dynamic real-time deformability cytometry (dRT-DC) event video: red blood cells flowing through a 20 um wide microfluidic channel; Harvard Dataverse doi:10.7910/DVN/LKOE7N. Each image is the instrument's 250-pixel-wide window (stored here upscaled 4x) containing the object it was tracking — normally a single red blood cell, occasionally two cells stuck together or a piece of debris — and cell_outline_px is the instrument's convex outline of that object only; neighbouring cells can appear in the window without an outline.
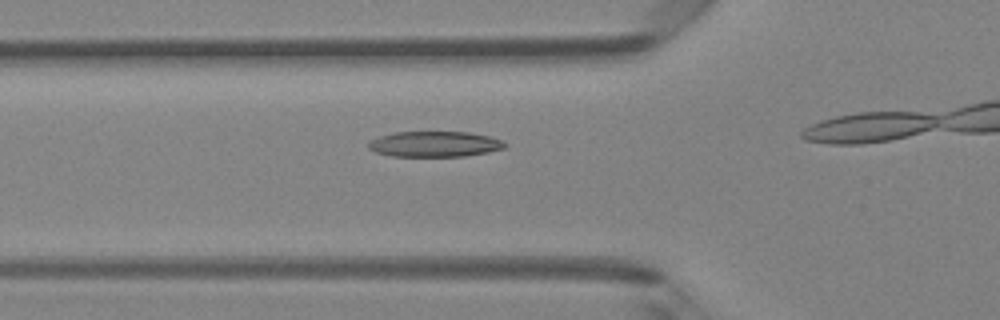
{"species": "Egyptian fruit bat (a non-hibernating species)", "species_latin": "Rousettus aegyptiacus", "temperature_condition": "room temperature", "stored_images_in_passage": 16, "camera_frame_rate_fps": 3000, "um_per_image_px": 0.085, "animal": {"sex": "female"}, "frame": {"image": 1, "passage_image": 12, "time_ms": 3.667, "image_size_px": [1000, 320], "cell_outline_px": [[508, 144], [504, 148], [488, 152], [464, 156], [392, 156], [376, 152], [368, 148], [368, 144], [372, 140], [380, 136], [396, 132], [468, 132], [488, 136], [500, 140]], "centroid_in_image_um": [36.95, 12.25], "position_along_channel_um": 88.8, "area_um2": 20.11}}